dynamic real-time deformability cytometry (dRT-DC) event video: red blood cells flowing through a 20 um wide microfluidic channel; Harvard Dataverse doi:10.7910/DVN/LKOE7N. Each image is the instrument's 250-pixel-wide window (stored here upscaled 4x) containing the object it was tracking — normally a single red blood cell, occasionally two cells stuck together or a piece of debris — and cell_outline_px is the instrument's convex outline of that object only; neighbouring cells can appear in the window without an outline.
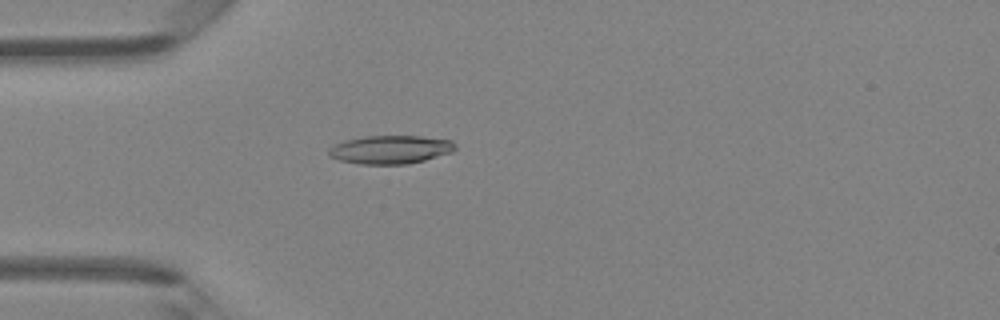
{"species": "Egyptian fruit bat (a non-hibernating species)", "species_latin": "Rousettus aegyptiacus", "temperature_condition": "room temperature", "stored_images_in_passage": 48, "camera_frame_rate_fps": 3000, "um_per_image_px": 0.085, "animal": {"sex": "female"}, "frame": {"image": 1, "passage_image": 14, "time_ms": 4.333, "image_size_px": [1000, 320], "cell_outline_px": [[456, 148], [452, 152], [424, 160], [408, 164], [360, 164], [340, 160], [328, 156], [328, 148], [332, 144], [344, 140], [364, 136], [420, 136], [452, 140], [456, 144]], "centroid_in_image_um": [33.15, 12.71], "position_along_channel_um": 51.8, "area_um2": 21.1}}
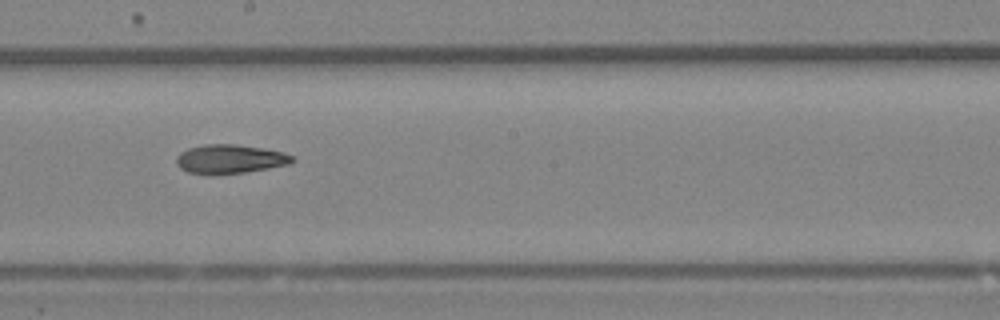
{"frame": {"image": 2, "passage_image": 27, "time_ms": 8.667, "image_size_px": [1000, 320], "cell_outline_px": [[292, 160], [288, 164], [268, 168], [244, 172], [188, 172], [180, 168], [176, 164], [176, 156], [180, 152], [188, 148], [204, 144], [236, 144], [260, 148], [280, 152], [292, 156]], "centroid_in_image_um": [19.48, 13.48], "position_along_channel_um": 228.7, "area_um2": 18.73}}
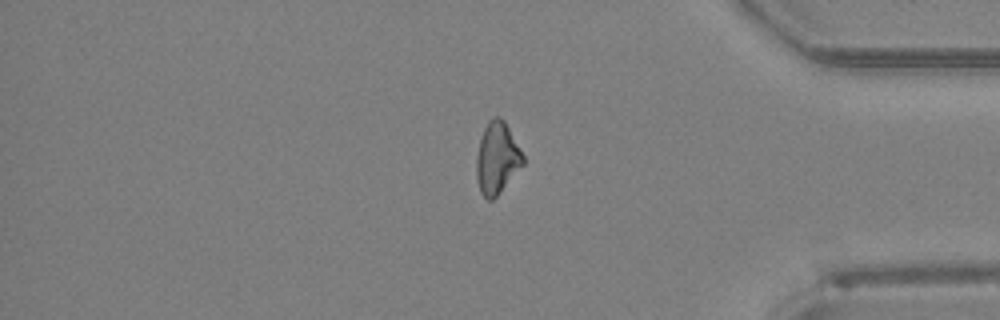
{"frame": {"image": 3, "passage_image": 40, "time_ms": 13.0, "image_size_px": [1000, 320], "cell_outline_px": [[524, 164], [496, 196], [492, 200], [488, 200], [480, 192], [476, 176], [476, 156], [480, 140], [484, 128], [488, 120], [496, 116], [500, 116], [504, 120], [524, 156]], "centroid_in_image_um": [42.24, 13.43], "position_along_channel_um": 393.0, "area_um2": 19.31}, "authors_computed_cell_mechanics": {"area_um2": 19.7098, "velocity_mm_per_s": 4.3137, "shape_relaxation_time_tau1_ms": 6.3478, "shape_relaxation_time_tau2_ms": 4.1504, "deformation_change_tau1": 0.1745, "deformation_change_tau2": 0.1403}}